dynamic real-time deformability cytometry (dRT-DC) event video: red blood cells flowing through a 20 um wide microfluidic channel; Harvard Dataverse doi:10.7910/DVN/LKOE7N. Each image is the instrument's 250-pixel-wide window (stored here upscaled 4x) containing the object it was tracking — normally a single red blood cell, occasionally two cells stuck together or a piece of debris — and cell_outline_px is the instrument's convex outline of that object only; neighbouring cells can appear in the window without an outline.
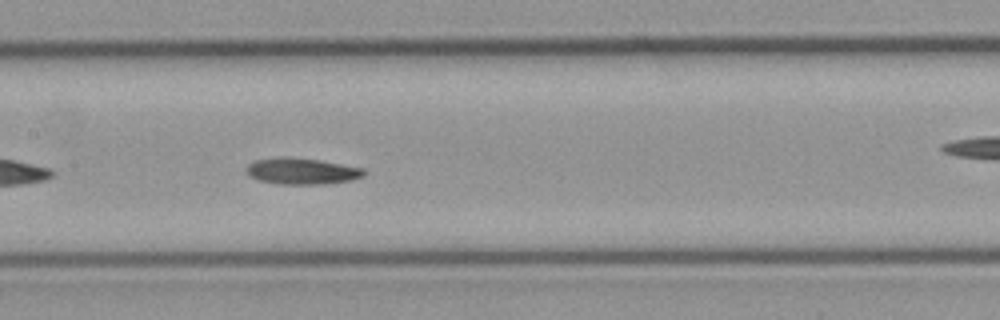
{"species": "common noctule bat (a hibernating species)", "species_latin": "Nyctalus noctula", "temperature_condition": "cold", "stored_images_in_passage": 42, "camera_frame_rate_fps": 3000, "um_per_image_px": 0.085, "animal": {"sex": "male", "body_mass_g": 23.1, "forearm_length_mm": 52.7}, "frame": {"image": 1, "passage_image": 13, "time_ms": 4.0, "image_size_px": [1000, 320], "cell_outline_px": [[368, 172], [364, 176], [352, 180], [324, 184], [280, 184], [256, 180], [248, 176], [244, 168], [248, 164], [256, 160], [280, 156], [284, 156], [320, 160], [364, 168]], "centroid_in_image_um": [25.64, 14.54], "position_along_channel_um": 181.8, "area_um2": 18.38}, "authors_computed_cell_mechanics": {"area_um2": 17.4556, "velocity_mm_per_s": 3.7211, "shape_relaxation_time_tau1_ms": 5.0989, "shape_relaxation_time_tau2_ms": 8.8166, "deformation_change_tau1": 0.1724, "deformation_change_tau2": 0.1362}}